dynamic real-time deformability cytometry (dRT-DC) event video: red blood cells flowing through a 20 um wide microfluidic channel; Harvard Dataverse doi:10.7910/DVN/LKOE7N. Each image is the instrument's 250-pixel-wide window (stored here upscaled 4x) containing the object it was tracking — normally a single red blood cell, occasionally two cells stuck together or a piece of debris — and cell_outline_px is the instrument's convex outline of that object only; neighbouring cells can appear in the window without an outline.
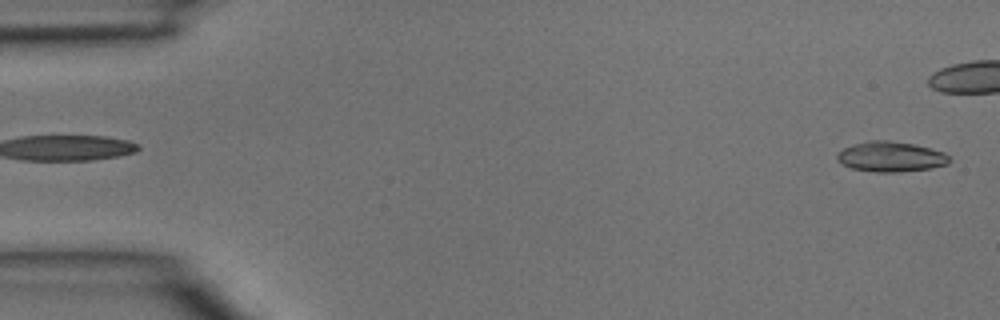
{"species": "common noctule bat (a hibernating species)", "species_latin": "Nyctalus noctula", "temperature_condition": "room temperature", "stored_images_in_passage": 4, "segment_of_instrument_passage": [2, 2], "camera_frame_rate_fps": 3000, "um_per_image_px": 0.085, "animal": {"sex": "male", "body_mass_g": 15.6}, "frame": {"image": 1, "passage_image": 4, "time_ms": 1.0, "image_size_px": [1000, 320], "cell_outline_px": [[952, 160], [948, 164], [932, 168], [896, 172], [876, 172], [852, 168], [836, 160], [836, 152], [844, 148], [856, 144], [872, 140], [888, 140], [912, 144], [932, 148], [944, 152]], "centroid_in_image_um": [75.74, 13.32], "position_along_channel_um": 9.3, "area_um2": 19.71}}